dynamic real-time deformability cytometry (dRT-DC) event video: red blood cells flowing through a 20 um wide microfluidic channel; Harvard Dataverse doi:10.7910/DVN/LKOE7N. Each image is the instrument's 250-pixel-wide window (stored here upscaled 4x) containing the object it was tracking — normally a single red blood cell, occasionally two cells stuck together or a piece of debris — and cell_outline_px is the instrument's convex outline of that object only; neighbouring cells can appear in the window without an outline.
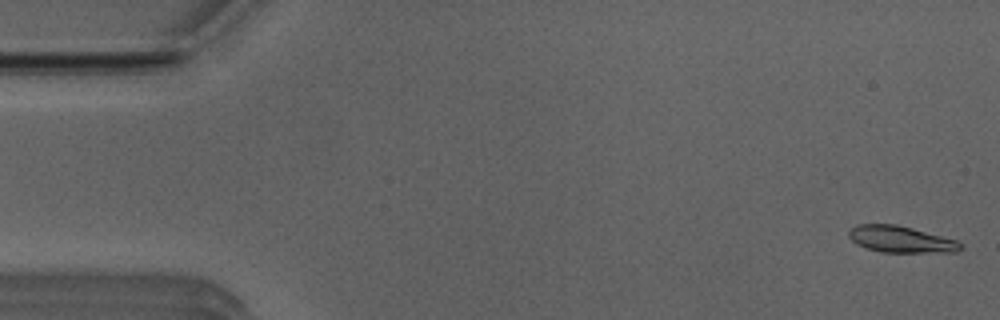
{"species": "Egyptian fruit bat (a non-hibernating species)", "species_latin": "Rousettus aegyptiacus", "temperature_condition": "room temperature", "stored_images_in_passage": 51, "camera_frame_rate_fps": 3000, "um_per_image_px": 0.085, "animal": {"sex": "male"}, "frame": {"image": 1, "passage_image": 1, "time_ms": 0.0, "image_size_px": [1000, 320], "cell_outline_px": [[964, 248], [956, 252], [880, 252], [856, 244], [848, 236], [848, 232], [856, 224], [896, 224], [912, 228], [956, 240], [964, 244]], "centroid_in_image_um": [76.59, 20.34], "position_along_channel_um": 8.4, "area_um2": 17.28}}
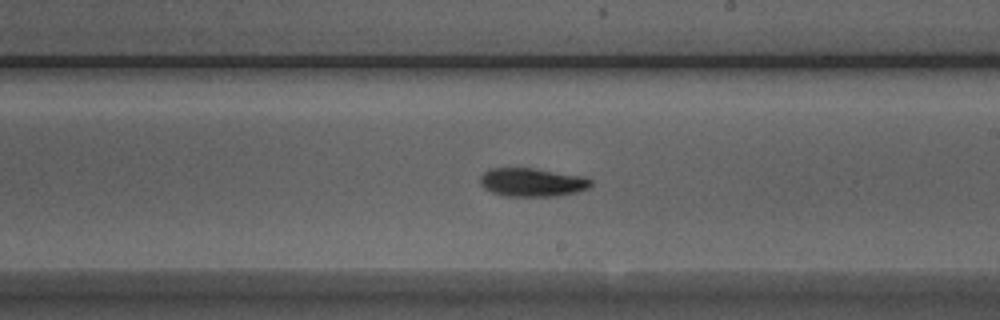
{"frame": {"image": 2, "passage_image": 29, "time_ms": 9.333, "image_size_px": [1000, 320], "cell_outline_px": [[592, 184], [588, 188], [576, 192], [552, 196], [504, 196], [492, 192], [484, 188], [480, 184], [480, 176], [488, 168], [532, 168], [584, 176], [592, 180]], "centroid_in_image_um": [45.21, 15.49], "position_along_channel_um": 243.8, "area_um2": 18.38}}
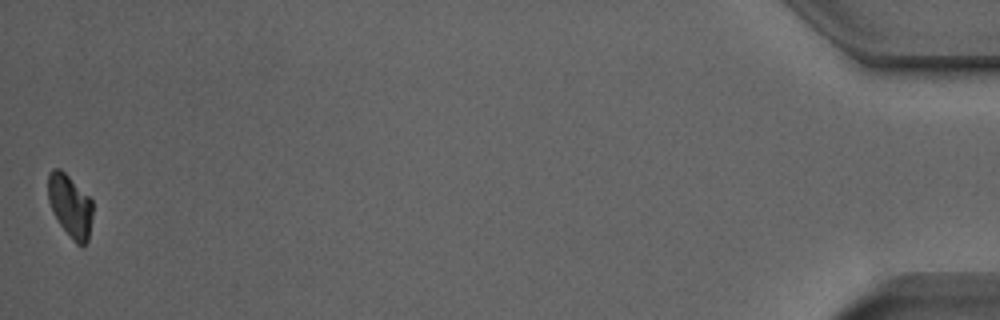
{"frame": {"image": 3, "passage_image": 51, "time_ms": 16.667, "image_size_px": [1000, 320], "cell_outline_px": [[92, 216], [88, 240], [80, 248], [72, 240], [60, 224], [52, 212], [48, 200], [48, 172], [52, 168], [60, 168], [92, 200]], "centroid_in_image_um": [5.94, 17.51], "position_along_channel_um": 429.3, "area_um2": 16.3}, "authors_computed_cell_mechanics": {"area_um2": 17.8602, "velocity_mm_per_s": 3.9305, "shape_relaxation_time_tau1_ms": 3.8918, "shape_relaxation_time_tau2_ms": 1.6021, "deformation_change_tau1": 0.1361, "deformation_change_tau2": 0.0499}}